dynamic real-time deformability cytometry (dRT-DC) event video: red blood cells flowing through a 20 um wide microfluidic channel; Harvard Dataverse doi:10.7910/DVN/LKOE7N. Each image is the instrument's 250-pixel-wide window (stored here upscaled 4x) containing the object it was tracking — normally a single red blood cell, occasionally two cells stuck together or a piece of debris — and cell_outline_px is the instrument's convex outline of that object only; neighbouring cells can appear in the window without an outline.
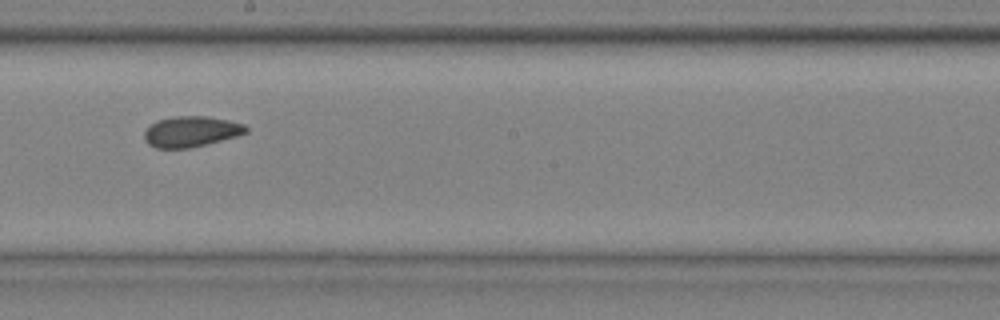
{"species": "common noctule bat (a hibernating species)", "species_latin": "Nyctalus noctula", "temperature_condition": "cold", "stored_images_in_passage": 9, "camera_frame_rate_fps": 3000, "um_per_image_px": 0.085, "animal": {"sex": "male", "body_mass_g": 20.4}, "frame": {"image": 1, "passage_image": 9, "time_ms": 2.667, "image_size_px": [1000, 320], "cell_outline_px": [[248, 132], [236, 136], [188, 148], [156, 148], [148, 144], [144, 140], [144, 132], [152, 124], [160, 120], [176, 116], [208, 116], [228, 120], [244, 124], [248, 128]], "centroid_in_image_um": [16.24, 11.18], "position_along_channel_um": 232.0, "area_um2": 17.92}}